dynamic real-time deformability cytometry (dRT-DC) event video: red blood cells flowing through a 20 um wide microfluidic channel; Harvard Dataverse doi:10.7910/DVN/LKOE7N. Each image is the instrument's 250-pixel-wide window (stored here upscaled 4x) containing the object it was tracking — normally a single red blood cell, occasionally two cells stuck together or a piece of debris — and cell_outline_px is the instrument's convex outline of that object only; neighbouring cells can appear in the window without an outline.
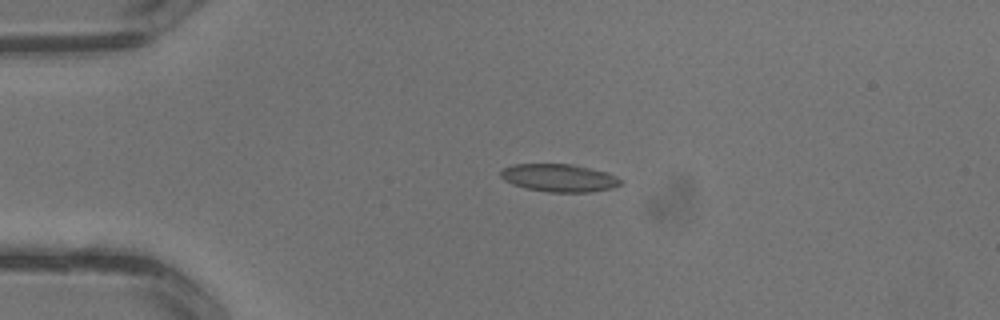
{"species": "common noctule bat (a hibernating species)", "species_latin": "Nyctalus noctula", "temperature_condition": "warm", "stored_images_in_passage": 2, "camera_frame_rate_fps": 3000, "um_per_image_px": 0.085, "animal": {"sex": "male", "body_mass_g": 13.3}, "frame": {"image": 1, "passage_image": 1, "time_ms": 0.0, "image_size_px": [1000, 320], "cell_outline_px": [[620, 184], [612, 188], [592, 192], [548, 192], [524, 188], [512, 184], [504, 180], [500, 176], [500, 172], [504, 168], [512, 164], [572, 164], [608, 172], [616, 176], [620, 180]], "centroid_in_image_um": [47.5, 15.12], "position_along_channel_um": 37.5, "area_um2": 19.48}}